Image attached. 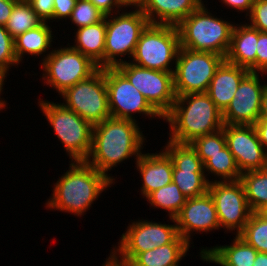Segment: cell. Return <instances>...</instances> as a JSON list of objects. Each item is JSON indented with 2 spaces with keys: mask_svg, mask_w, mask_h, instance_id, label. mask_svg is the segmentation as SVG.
Listing matches in <instances>:
<instances>
[{
  "mask_svg": "<svg viewBox=\"0 0 267 266\" xmlns=\"http://www.w3.org/2000/svg\"><path fill=\"white\" fill-rule=\"evenodd\" d=\"M3 86L2 85H0V95H1V93L3 92ZM6 101L5 100H2L1 99V96H0V111H2V109H4L5 107H6Z\"/></svg>",
  "mask_w": 267,
  "mask_h": 266,
  "instance_id": "cell-47",
  "label": "cell"
},
{
  "mask_svg": "<svg viewBox=\"0 0 267 266\" xmlns=\"http://www.w3.org/2000/svg\"><path fill=\"white\" fill-rule=\"evenodd\" d=\"M256 72H261L262 77H265L267 73V32L259 30L256 44Z\"/></svg>",
  "mask_w": 267,
  "mask_h": 266,
  "instance_id": "cell-36",
  "label": "cell"
},
{
  "mask_svg": "<svg viewBox=\"0 0 267 266\" xmlns=\"http://www.w3.org/2000/svg\"><path fill=\"white\" fill-rule=\"evenodd\" d=\"M18 1L19 0H0V26H5L9 20L14 5Z\"/></svg>",
  "mask_w": 267,
  "mask_h": 266,
  "instance_id": "cell-41",
  "label": "cell"
},
{
  "mask_svg": "<svg viewBox=\"0 0 267 266\" xmlns=\"http://www.w3.org/2000/svg\"><path fill=\"white\" fill-rule=\"evenodd\" d=\"M14 65H19L14 50V38L5 26H0V85L3 87L8 71Z\"/></svg>",
  "mask_w": 267,
  "mask_h": 266,
  "instance_id": "cell-33",
  "label": "cell"
},
{
  "mask_svg": "<svg viewBox=\"0 0 267 266\" xmlns=\"http://www.w3.org/2000/svg\"><path fill=\"white\" fill-rule=\"evenodd\" d=\"M125 266H135L131 261H125Z\"/></svg>",
  "mask_w": 267,
  "mask_h": 266,
  "instance_id": "cell-48",
  "label": "cell"
},
{
  "mask_svg": "<svg viewBox=\"0 0 267 266\" xmlns=\"http://www.w3.org/2000/svg\"><path fill=\"white\" fill-rule=\"evenodd\" d=\"M197 151L199 158L205 163L210 155L219 152L226 146V138L223 128L216 132L196 138L190 143Z\"/></svg>",
  "mask_w": 267,
  "mask_h": 266,
  "instance_id": "cell-32",
  "label": "cell"
},
{
  "mask_svg": "<svg viewBox=\"0 0 267 266\" xmlns=\"http://www.w3.org/2000/svg\"><path fill=\"white\" fill-rule=\"evenodd\" d=\"M234 24L212 15L202 4L178 25L180 47L192 51L213 52L226 57Z\"/></svg>",
  "mask_w": 267,
  "mask_h": 266,
  "instance_id": "cell-4",
  "label": "cell"
},
{
  "mask_svg": "<svg viewBox=\"0 0 267 266\" xmlns=\"http://www.w3.org/2000/svg\"><path fill=\"white\" fill-rule=\"evenodd\" d=\"M208 192L214 200L220 228L232 233L236 230L235 235H239L252 213L242 182L211 181Z\"/></svg>",
  "mask_w": 267,
  "mask_h": 266,
  "instance_id": "cell-15",
  "label": "cell"
},
{
  "mask_svg": "<svg viewBox=\"0 0 267 266\" xmlns=\"http://www.w3.org/2000/svg\"><path fill=\"white\" fill-rule=\"evenodd\" d=\"M247 23L260 32H267V0H254Z\"/></svg>",
  "mask_w": 267,
  "mask_h": 266,
  "instance_id": "cell-35",
  "label": "cell"
},
{
  "mask_svg": "<svg viewBox=\"0 0 267 266\" xmlns=\"http://www.w3.org/2000/svg\"><path fill=\"white\" fill-rule=\"evenodd\" d=\"M263 213L267 216V209L265 211H263Z\"/></svg>",
  "mask_w": 267,
  "mask_h": 266,
  "instance_id": "cell-49",
  "label": "cell"
},
{
  "mask_svg": "<svg viewBox=\"0 0 267 266\" xmlns=\"http://www.w3.org/2000/svg\"><path fill=\"white\" fill-rule=\"evenodd\" d=\"M77 0H54L53 21H58L70 18L71 13L76 5Z\"/></svg>",
  "mask_w": 267,
  "mask_h": 266,
  "instance_id": "cell-38",
  "label": "cell"
},
{
  "mask_svg": "<svg viewBox=\"0 0 267 266\" xmlns=\"http://www.w3.org/2000/svg\"><path fill=\"white\" fill-rule=\"evenodd\" d=\"M67 47L52 49V52L41 63L43 70L42 80L56 90L59 95L76 83L87 79L98 69L90 58L78 50Z\"/></svg>",
  "mask_w": 267,
  "mask_h": 266,
  "instance_id": "cell-8",
  "label": "cell"
},
{
  "mask_svg": "<svg viewBox=\"0 0 267 266\" xmlns=\"http://www.w3.org/2000/svg\"><path fill=\"white\" fill-rule=\"evenodd\" d=\"M179 235L191 244V234L219 230L220 225L214 200L209 192L187 198L180 213L175 217Z\"/></svg>",
  "mask_w": 267,
  "mask_h": 266,
  "instance_id": "cell-18",
  "label": "cell"
},
{
  "mask_svg": "<svg viewBox=\"0 0 267 266\" xmlns=\"http://www.w3.org/2000/svg\"><path fill=\"white\" fill-rule=\"evenodd\" d=\"M119 1L121 7H124L123 9H125L126 7L127 8L131 7L134 10H140V11H142L147 4V0H119Z\"/></svg>",
  "mask_w": 267,
  "mask_h": 266,
  "instance_id": "cell-43",
  "label": "cell"
},
{
  "mask_svg": "<svg viewBox=\"0 0 267 266\" xmlns=\"http://www.w3.org/2000/svg\"><path fill=\"white\" fill-rule=\"evenodd\" d=\"M190 246L179 235L172 243L139 253L131 262L135 266H174L186 256Z\"/></svg>",
  "mask_w": 267,
  "mask_h": 266,
  "instance_id": "cell-26",
  "label": "cell"
},
{
  "mask_svg": "<svg viewBox=\"0 0 267 266\" xmlns=\"http://www.w3.org/2000/svg\"><path fill=\"white\" fill-rule=\"evenodd\" d=\"M225 60L213 52L192 51L180 47L173 80L176 96L207 93L217 68Z\"/></svg>",
  "mask_w": 267,
  "mask_h": 266,
  "instance_id": "cell-9",
  "label": "cell"
},
{
  "mask_svg": "<svg viewBox=\"0 0 267 266\" xmlns=\"http://www.w3.org/2000/svg\"><path fill=\"white\" fill-rule=\"evenodd\" d=\"M145 199L150 206L162 208L166 212L168 211L169 217L175 218L186 203L187 197L182 194L174 182H171L150 193Z\"/></svg>",
  "mask_w": 267,
  "mask_h": 266,
  "instance_id": "cell-29",
  "label": "cell"
},
{
  "mask_svg": "<svg viewBox=\"0 0 267 266\" xmlns=\"http://www.w3.org/2000/svg\"><path fill=\"white\" fill-rule=\"evenodd\" d=\"M164 120L169 123V140L178 143H191L224 126L222 111L207 93L177 96Z\"/></svg>",
  "mask_w": 267,
  "mask_h": 266,
  "instance_id": "cell-3",
  "label": "cell"
},
{
  "mask_svg": "<svg viewBox=\"0 0 267 266\" xmlns=\"http://www.w3.org/2000/svg\"><path fill=\"white\" fill-rule=\"evenodd\" d=\"M250 71L224 60L212 78L207 94L223 112L234 98L241 80Z\"/></svg>",
  "mask_w": 267,
  "mask_h": 266,
  "instance_id": "cell-20",
  "label": "cell"
},
{
  "mask_svg": "<svg viewBox=\"0 0 267 266\" xmlns=\"http://www.w3.org/2000/svg\"><path fill=\"white\" fill-rule=\"evenodd\" d=\"M202 4L201 0H147L142 12L151 24L177 26Z\"/></svg>",
  "mask_w": 267,
  "mask_h": 266,
  "instance_id": "cell-23",
  "label": "cell"
},
{
  "mask_svg": "<svg viewBox=\"0 0 267 266\" xmlns=\"http://www.w3.org/2000/svg\"><path fill=\"white\" fill-rule=\"evenodd\" d=\"M248 206L252 212L267 209V168L247 171L241 174Z\"/></svg>",
  "mask_w": 267,
  "mask_h": 266,
  "instance_id": "cell-27",
  "label": "cell"
},
{
  "mask_svg": "<svg viewBox=\"0 0 267 266\" xmlns=\"http://www.w3.org/2000/svg\"><path fill=\"white\" fill-rule=\"evenodd\" d=\"M253 126L261 145L267 150V119H259Z\"/></svg>",
  "mask_w": 267,
  "mask_h": 266,
  "instance_id": "cell-42",
  "label": "cell"
},
{
  "mask_svg": "<svg viewBox=\"0 0 267 266\" xmlns=\"http://www.w3.org/2000/svg\"><path fill=\"white\" fill-rule=\"evenodd\" d=\"M258 30L246 24H235L231 44L225 60L250 72H256V44Z\"/></svg>",
  "mask_w": 267,
  "mask_h": 266,
  "instance_id": "cell-21",
  "label": "cell"
},
{
  "mask_svg": "<svg viewBox=\"0 0 267 266\" xmlns=\"http://www.w3.org/2000/svg\"><path fill=\"white\" fill-rule=\"evenodd\" d=\"M253 266H267V253L258 252Z\"/></svg>",
  "mask_w": 267,
  "mask_h": 266,
  "instance_id": "cell-46",
  "label": "cell"
},
{
  "mask_svg": "<svg viewBox=\"0 0 267 266\" xmlns=\"http://www.w3.org/2000/svg\"><path fill=\"white\" fill-rule=\"evenodd\" d=\"M169 220L174 224L144 219L131 222L122 233L118 248L115 246L111 253L120 261H132L139 253L172 243L179 233L175 218L169 217Z\"/></svg>",
  "mask_w": 267,
  "mask_h": 266,
  "instance_id": "cell-11",
  "label": "cell"
},
{
  "mask_svg": "<svg viewBox=\"0 0 267 266\" xmlns=\"http://www.w3.org/2000/svg\"><path fill=\"white\" fill-rule=\"evenodd\" d=\"M38 103L71 162L86 161L92 147L93 126L62 103L40 99Z\"/></svg>",
  "mask_w": 267,
  "mask_h": 266,
  "instance_id": "cell-5",
  "label": "cell"
},
{
  "mask_svg": "<svg viewBox=\"0 0 267 266\" xmlns=\"http://www.w3.org/2000/svg\"><path fill=\"white\" fill-rule=\"evenodd\" d=\"M259 119H267V84L265 83V88L262 95L261 110Z\"/></svg>",
  "mask_w": 267,
  "mask_h": 266,
  "instance_id": "cell-44",
  "label": "cell"
},
{
  "mask_svg": "<svg viewBox=\"0 0 267 266\" xmlns=\"http://www.w3.org/2000/svg\"><path fill=\"white\" fill-rule=\"evenodd\" d=\"M69 169L54 184L46 209L82 216L113 182L86 161H69Z\"/></svg>",
  "mask_w": 267,
  "mask_h": 266,
  "instance_id": "cell-2",
  "label": "cell"
},
{
  "mask_svg": "<svg viewBox=\"0 0 267 266\" xmlns=\"http://www.w3.org/2000/svg\"><path fill=\"white\" fill-rule=\"evenodd\" d=\"M43 22L53 20L54 0H27Z\"/></svg>",
  "mask_w": 267,
  "mask_h": 266,
  "instance_id": "cell-37",
  "label": "cell"
},
{
  "mask_svg": "<svg viewBox=\"0 0 267 266\" xmlns=\"http://www.w3.org/2000/svg\"><path fill=\"white\" fill-rule=\"evenodd\" d=\"M105 14L94 6L89 0H77L71 13L70 21L76 25V29L89 26L102 21Z\"/></svg>",
  "mask_w": 267,
  "mask_h": 266,
  "instance_id": "cell-34",
  "label": "cell"
},
{
  "mask_svg": "<svg viewBox=\"0 0 267 266\" xmlns=\"http://www.w3.org/2000/svg\"><path fill=\"white\" fill-rule=\"evenodd\" d=\"M249 72L240 82L234 98L222 112L225 125H254L259 120L265 81ZM261 82V83H260Z\"/></svg>",
  "mask_w": 267,
  "mask_h": 266,
  "instance_id": "cell-16",
  "label": "cell"
},
{
  "mask_svg": "<svg viewBox=\"0 0 267 266\" xmlns=\"http://www.w3.org/2000/svg\"><path fill=\"white\" fill-rule=\"evenodd\" d=\"M116 68L135 86L150 105L164 117L176 100L173 72L143 68L125 61Z\"/></svg>",
  "mask_w": 267,
  "mask_h": 266,
  "instance_id": "cell-13",
  "label": "cell"
},
{
  "mask_svg": "<svg viewBox=\"0 0 267 266\" xmlns=\"http://www.w3.org/2000/svg\"><path fill=\"white\" fill-rule=\"evenodd\" d=\"M254 0H221L227 7H231L233 10L246 12V17L251 12Z\"/></svg>",
  "mask_w": 267,
  "mask_h": 266,
  "instance_id": "cell-40",
  "label": "cell"
},
{
  "mask_svg": "<svg viewBox=\"0 0 267 266\" xmlns=\"http://www.w3.org/2000/svg\"><path fill=\"white\" fill-rule=\"evenodd\" d=\"M135 162L142 176L140 192L143 198L172 182L173 163L164 150L159 153H142Z\"/></svg>",
  "mask_w": 267,
  "mask_h": 266,
  "instance_id": "cell-19",
  "label": "cell"
},
{
  "mask_svg": "<svg viewBox=\"0 0 267 266\" xmlns=\"http://www.w3.org/2000/svg\"><path fill=\"white\" fill-rule=\"evenodd\" d=\"M67 109L77 113L92 126L111 116L108 103L105 68H99L85 80L61 94Z\"/></svg>",
  "mask_w": 267,
  "mask_h": 266,
  "instance_id": "cell-10",
  "label": "cell"
},
{
  "mask_svg": "<svg viewBox=\"0 0 267 266\" xmlns=\"http://www.w3.org/2000/svg\"><path fill=\"white\" fill-rule=\"evenodd\" d=\"M42 22L27 0H19L14 5L5 28L13 38H16Z\"/></svg>",
  "mask_w": 267,
  "mask_h": 266,
  "instance_id": "cell-30",
  "label": "cell"
},
{
  "mask_svg": "<svg viewBox=\"0 0 267 266\" xmlns=\"http://www.w3.org/2000/svg\"><path fill=\"white\" fill-rule=\"evenodd\" d=\"M105 78L111 117L136 121L133 115L138 113L151 119H163L116 67H105Z\"/></svg>",
  "mask_w": 267,
  "mask_h": 266,
  "instance_id": "cell-14",
  "label": "cell"
},
{
  "mask_svg": "<svg viewBox=\"0 0 267 266\" xmlns=\"http://www.w3.org/2000/svg\"><path fill=\"white\" fill-rule=\"evenodd\" d=\"M148 24L147 17L140 10L126 12L122 9L121 13L107 15L104 68L124 63L126 60L121 59L122 56L132 58L140 35Z\"/></svg>",
  "mask_w": 267,
  "mask_h": 266,
  "instance_id": "cell-7",
  "label": "cell"
},
{
  "mask_svg": "<svg viewBox=\"0 0 267 266\" xmlns=\"http://www.w3.org/2000/svg\"><path fill=\"white\" fill-rule=\"evenodd\" d=\"M226 145L241 173L267 168V150L261 145L253 125L223 126Z\"/></svg>",
  "mask_w": 267,
  "mask_h": 266,
  "instance_id": "cell-17",
  "label": "cell"
},
{
  "mask_svg": "<svg viewBox=\"0 0 267 266\" xmlns=\"http://www.w3.org/2000/svg\"><path fill=\"white\" fill-rule=\"evenodd\" d=\"M239 236L258 252L267 253V216L263 212H252Z\"/></svg>",
  "mask_w": 267,
  "mask_h": 266,
  "instance_id": "cell-31",
  "label": "cell"
},
{
  "mask_svg": "<svg viewBox=\"0 0 267 266\" xmlns=\"http://www.w3.org/2000/svg\"><path fill=\"white\" fill-rule=\"evenodd\" d=\"M136 122L110 116L93 126L92 147L86 162L114 184L115 178L107 172L132 156L137 160L142 155L146 138Z\"/></svg>",
  "mask_w": 267,
  "mask_h": 266,
  "instance_id": "cell-1",
  "label": "cell"
},
{
  "mask_svg": "<svg viewBox=\"0 0 267 266\" xmlns=\"http://www.w3.org/2000/svg\"><path fill=\"white\" fill-rule=\"evenodd\" d=\"M204 172L216 175L215 178L219 177L220 180L214 181L220 182L240 180L242 174L227 145L219 152L210 155V158L204 163Z\"/></svg>",
  "mask_w": 267,
  "mask_h": 266,
  "instance_id": "cell-28",
  "label": "cell"
},
{
  "mask_svg": "<svg viewBox=\"0 0 267 266\" xmlns=\"http://www.w3.org/2000/svg\"><path fill=\"white\" fill-rule=\"evenodd\" d=\"M72 48L90 58L99 68H104L106 16L95 24L75 29Z\"/></svg>",
  "mask_w": 267,
  "mask_h": 266,
  "instance_id": "cell-24",
  "label": "cell"
},
{
  "mask_svg": "<svg viewBox=\"0 0 267 266\" xmlns=\"http://www.w3.org/2000/svg\"><path fill=\"white\" fill-rule=\"evenodd\" d=\"M163 150L169 155L173 163L172 182L187 198H194L208 192L211 182L204 172V163L198 156L196 149L190 143H178L171 140Z\"/></svg>",
  "mask_w": 267,
  "mask_h": 266,
  "instance_id": "cell-12",
  "label": "cell"
},
{
  "mask_svg": "<svg viewBox=\"0 0 267 266\" xmlns=\"http://www.w3.org/2000/svg\"><path fill=\"white\" fill-rule=\"evenodd\" d=\"M102 266H125V261L118 260L112 253Z\"/></svg>",
  "mask_w": 267,
  "mask_h": 266,
  "instance_id": "cell-45",
  "label": "cell"
},
{
  "mask_svg": "<svg viewBox=\"0 0 267 266\" xmlns=\"http://www.w3.org/2000/svg\"><path fill=\"white\" fill-rule=\"evenodd\" d=\"M204 262L221 266H253L258 251L242 237L236 235L230 245L200 249Z\"/></svg>",
  "mask_w": 267,
  "mask_h": 266,
  "instance_id": "cell-22",
  "label": "cell"
},
{
  "mask_svg": "<svg viewBox=\"0 0 267 266\" xmlns=\"http://www.w3.org/2000/svg\"><path fill=\"white\" fill-rule=\"evenodd\" d=\"M179 49L177 26L149 23L140 35L130 62L143 68L173 72L172 64L176 65Z\"/></svg>",
  "mask_w": 267,
  "mask_h": 266,
  "instance_id": "cell-6",
  "label": "cell"
},
{
  "mask_svg": "<svg viewBox=\"0 0 267 266\" xmlns=\"http://www.w3.org/2000/svg\"><path fill=\"white\" fill-rule=\"evenodd\" d=\"M51 29L48 22H42L14 38V50L19 64L26 54L29 56H41L43 54V57L45 56L41 59L43 61L52 52L50 48L52 47L51 42H54V38H52L54 34H52ZM45 53L47 54L45 55Z\"/></svg>",
  "mask_w": 267,
  "mask_h": 266,
  "instance_id": "cell-25",
  "label": "cell"
},
{
  "mask_svg": "<svg viewBox=\"0 0 267 266\" xmlns=\"http://www.w3.org/2000/svg\"><path fill=\"white\" fill-rule=\"evenodd\" d=\"M89 1L93 3L94 6L98 8L101 12H103L106 16L119 12L121 11L119 9H122L119 0H89Z\"/></svg>",
  "mask_w": 267,
  "mask_h": 266,
  "instance_id": "cell-39",
  "label": "cell"
}]
</instances>
